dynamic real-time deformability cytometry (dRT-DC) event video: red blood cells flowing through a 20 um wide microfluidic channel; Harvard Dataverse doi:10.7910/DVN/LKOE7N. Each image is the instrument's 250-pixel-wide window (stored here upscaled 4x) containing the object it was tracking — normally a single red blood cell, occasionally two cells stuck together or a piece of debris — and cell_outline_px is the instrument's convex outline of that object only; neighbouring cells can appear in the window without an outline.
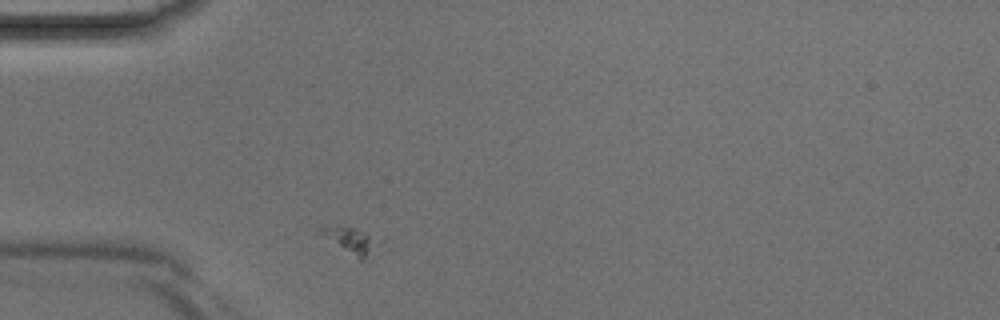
{"species": "Egyptian fruit bat (a non-hibernating species)", "species_latin": "Rousettus aegyptiacus", "temperature_condition": "room temperature", "stored_images_in_passage": 1, "camera_frame_rate_fps": 3000, "um_per_image_px": 0.085, "animal": {"sex": "male"}, "frame": {"image": 1, "passage_image": 1, "time_ms": 0.0, "image_size_px": [1000, 320], "cell_outline_px": [[388, 248], [384, 252], [364, 260], [360, 260], [316, 236], [320, 228], [356, 228], [384, 240]], "centroid_in_image_um": [30.07, 20.56], "position_along_channel_um": 54.9, "area_um2": 10.17}}